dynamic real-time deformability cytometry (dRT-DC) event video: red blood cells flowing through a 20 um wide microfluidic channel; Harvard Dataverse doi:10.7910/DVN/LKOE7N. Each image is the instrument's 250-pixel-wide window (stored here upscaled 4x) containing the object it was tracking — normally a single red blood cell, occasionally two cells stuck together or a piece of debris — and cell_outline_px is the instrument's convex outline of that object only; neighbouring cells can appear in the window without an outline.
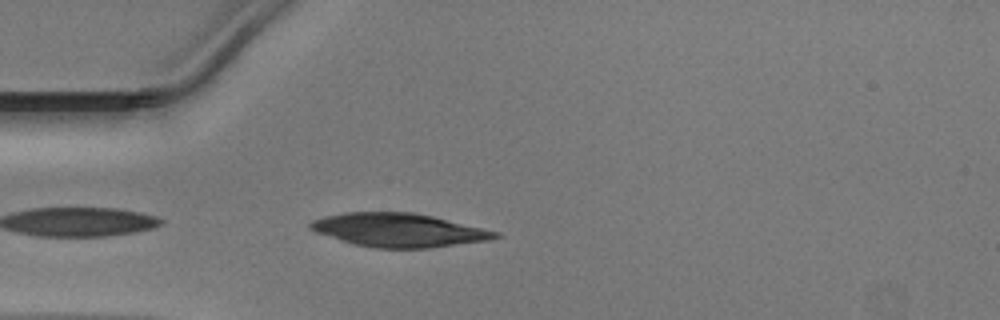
{"species": "Egyptian fruit bat (a non-hibernating species)", "species_latin": "Rousettus aegyptiacus", "temperature_condition": "warm", "stored_images_in_passage": 38, "camera_frame_rate_fps": 3000, "um_per_image_px": 0.085, "animal": {"sex": "male"}, "frame": {"image": 1, "passage_image": 2, "time_ms": 0.333, "image_size_px": [1000, 320], "cell_outline_px": [[500, 236], [488, 240], [428, 248], [376, 248], [356, 244], [316, 232], [308, 228], [308, 224], [312, 220], [324, 216], [344, 212], [412, 212], [432, 216], [500, 232]], "centroid_in_image_um": [33.87, 19.55], "position_along_channel_um": 51.1, "area_um2": 35.84}}
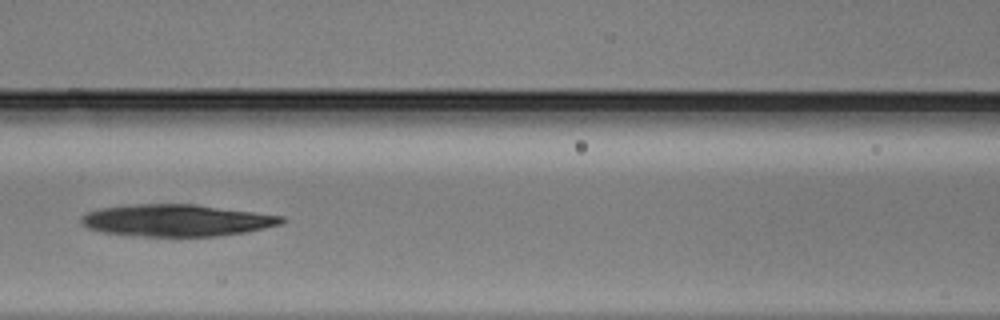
{"frame": {"image": 2, "passage_image": 10, "time_ms": 3.0, "image_size_px": [1000, 320], "cell_outline_px": [[288, 220], [284, 224], [244, 232], [216, 236], [132, 236], [100, 232], [88, 228], [80, 224], [80, 216], [88, 212], [100, 208], [136, 204], [196, 204], [284, 216]], "centroid_in_image_um": [15.0, 18.73], "position_along_channel_um": 151.6, "area_um2": 37.57}}
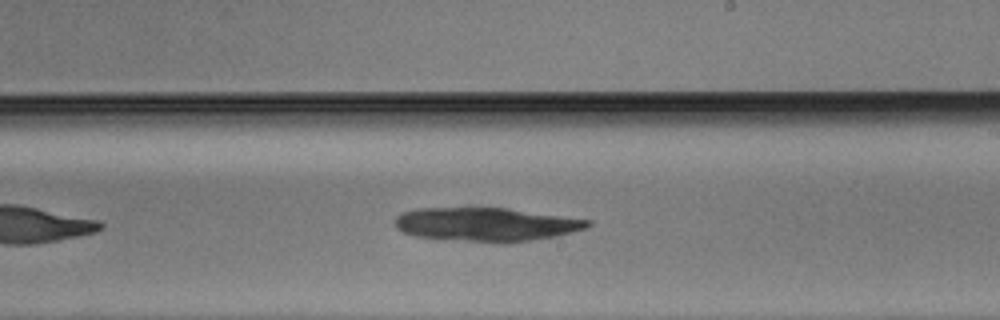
{"frame": {"image": 3, "passage_image": 17, "time_ms": 5.333, "image_size_px": [1000, 320], "cell_outline_px": [[592, 224], [588, 228], [552, 236], [528, 240], [436, 240], [416, 236], [404, 232], [396, 228], [392, 220], [400, 212], [416, 208], [508, 208], [592, 220]], "centroid_in_image_um": [41.22, 19.04], "position_along_channel_um": 247.8, "area_um2": 37.22}}